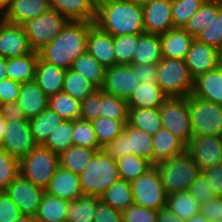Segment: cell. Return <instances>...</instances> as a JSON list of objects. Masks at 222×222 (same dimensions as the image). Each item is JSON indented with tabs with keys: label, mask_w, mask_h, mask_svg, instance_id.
I'll use <instances>...</instances> for the list:
<instances>
[{
	"label": "cell",
	"mask_w": 222,
	"mask_h": 222,
	"mask_svg": "<svg viewBox=\"0 0 222 222\" xmlns=\"http://www.w3.org/2000/svg\"><path fill=\"white\" fill-rule=\"evenodd\" d=\"M94 24L113 37L143 34V6L129 0H97Z\"/></svg>",
	"instance_id": "obj_1"
},
{
	"label": "cell",
	"mask_w": 222,
	"mask_h": 222,
	"mask_svg": "<svg viewBox=\"0 0 222 222\" xmlns=\"http://www.w3.org/2000/svg\"><path fill=\"white\" fill-rule=\"evenodd\" d=\"M94 22L69 21L60 34L38 51L45 62L68 70L73 61L86 52L89 28Z\"/></svg>",
	"instance_id": "obj_2"
},
{
	"label": "cell",
	"mask_w": 222,
	"mask_h": 222,
	"mask_svg": "<svg viewBox=\"0 0 222 222\" xmlns=\"http://www.w3.org/2000/svg\"><path fill=\"white\" fill-rule=\"evenodd\" d=\"M79 178L83 195L100 198L120 179L117 161L99 150L79 174Z\"/></svg>",
	"instance_id": "obj_3"
},
{
	"label": "cell",
	"mask_w": 222,
	"mask_h": 222,
	"mask_svg": "<svg viewBox=\"0 0 222 222\" xmlns=\"http://www.w3.org/2000/svg\"><path fill=\"white\" fill-rule=\"evenodd\" d=\"M155 166L167 195L188 191L201 172L187 150L180 155L165 159Z\"/></svg>",
	"instance_id": "obj_4"
},
{
	"label": "cell",
	"mask_w": 222,
	"mask_h": 222,
	"mask_svg": "<svg viewBox=\"0 0 222 222\" xmlns=\"http://www.w3.org/2000/svg\"><path fill=\"white\" fill-rule=\"evenodd\" d=\"M152 142V136L126 123L122 133L102 150L116 161L127 155L134 154L154 165Z\"/></svg>",
	"instance_id": "obj_5"
},
{
	"label": "cell",
	"mask_w": 222,
	"mask_h": 222,
	"mask_svg": "<svg viewBox=\"0 0 222 222\" xmlns=\"http://www.w3.org/2000/svg\"><path fill=\"white\" fill-rule=\"evenodd\" d=\"M59 166L58 155L37 145L19 160V172L35 186L45 190Z\"/></svg>",
	"instance_id": "obj_6"
},
{
	"label": "cell",
	"mask_w": 222,
	"mask_h": 222,
	"mask_svg": "<svg viewBox=\"0 0 222 222\" xmlns=\"http://www.w3.org/2000/svg\"><path fill=\"white\" fill-rule=\"evenodd\" d=\"M156 83L168 98L188 97L194 87L185 60L170 58H162L157 64Z\"/></svg>",
	"instance_id": "obj_7"
},
{
	"label": "cell",
	"mask_w": 222,
	"mask_h": 222,
	"mask_svg": "<svg viewBox=\"0 0 222 222\" xmlns=\"http://www.w3.org/2000/svg\"><path fill=\"white\" fill-rule=\"evenodd\" d=\"M188 107L193 136L222 137V106L217 103L188 96Z\"/></svg>",
	"instance_id": "obj_8"
},
{
	"label": "cell",
	"mask_w": 222,
	"mask_h": 222,
	"mask_svg": "<svg viewBox=\"0 0 222 222\" xmlns=\"http://www.w3.org/2000/svg\"><path fill=\"white\" fill-rule=\"evenodd\" d=\"M159 110L162 128L167 129L188 146L193 137L188 97L167 98Z\"/></svg>",
	"instance_id": "obj_9"
},
{
	"label": "cell",
	"mask_w": 222,
	"mask_h": 222,
	"mask_svg": "<svg viewBox=\"0 0 222 222\" xmlns=\"http://www.w3.org/2000/svg\"><path fill=\"white\" fill-rule=\"evenodd\" d=\"M68 22L69 20L64 15L50 8L22 26L31 49L38 52L59 35Z\"/></svg>",
	"instance_id": "obj_10"
},
{
	"label": "cell",
	"mask_w": 222,
	"mask_h": 222,
	"mask_svg": "<svg viewBox=\"0 0 222 222\" xmlns=\"http://www.w3.org/2000/svg\"><path fill=\"white\" fill-rule=\"evenodd\" d=\"M130 184L134 204L156 211L166 207L168 195L155 165Z\"/></svg>",
	"instance_id": "obj_11"
},
{
	"label": "cell",
	"mask_w": 222,
	"mask_h": 222,
	"mask_svg": "<svg viewBox=\"0 0 222 222\" xmlns=\"http://www.w3.org/2000/svg\"><path fill=\"white\" fill-rule=\"evenodd\" d=\"M36 146L29 120L6 121V129L0 147L20 160Z\"/></svg>",
	"instance_id": "obj_12"
},
{
	"label": "cell",
	"mask_w": 222,
	"mask_h": 222,
	"mask_svg": "<svg viewBox=\"0 0 222 222\" xmlns=\"http://www.w3.org/2000/svg\"><path fill=\"white\" fill-rule=\"evenodd\" d=\"M138 85V78L130 64H116L105 69L104 81L100 89L128 101Z\"/></svg>",
	"instance_id": "obj_13"
},
{
	"label": "cell",
	"mask_w": 222,
	"mask_h": 222,
	"mask_svg": "<svg viewBox=\"0 0 222 222\" xmlns=\"http://www.w3.org/2000/svg\"><path fill=\"white\" fill-rule=\"evenodd\" d=\"M5 192L16 204L22 215L35 217L45 190L35 186L19 174L8 185Z\"/></svg>",
	"instance_id": "obj_14"
},
{
	"label": "cell",
	"mask_w": 222,
	"mask_h": 222,
	"mask_svg": "<svg viewBox=\"0 0 222 222\" xmlns=\"http://www.w3.org/2000/svg\"><path fill=\"white\" fill-rule=\"evenodd\" d=\"M186 150L201 172L222 163V137L193 136Z\"/></svg>",
	"instance_id": "obj_15"
},
{
	"label": "cell",
	"mask_w": 222,
	"mask_h": 222,
	"mask_svg": "<svg viewBox=\"0 0 222 222\" xmlns=\"http://www.w3.org/2000/svg\"><path fill=\"white\" fill-rule=\"evenodd\" d=\"M32 51L23 26L0 18V56L9 59Z\"/></svg>",
	"instance_id": "obj_16"
},
{
	"label": "cell",
	"mask_w": 222,
	"mask_h": 222,
	"mask_svg": "<svg viewBox=\"0 0 222 222\" xmlns=\"http://www.w3.org/2000/svg\"><path fill=\"white\" fill-rule=\"evenodd\" d=\"M219 50L194 39L185 63L193 79L214 70L219 66Z\"/></svg>",
	"instance_id": "obj_17"
},
{
	"label": "cell",
	"mask_w": 222,
	"mask_h": 222,
	"mask_svg": "<svg viewBox=\"0 0 222 222\" xmlns=\"http://www.w3.org/2000/svg\"><path fill=\"white\" fill-rule=\"evenodd\" d=\"M145 33L161 35L173 28L172 0H153L143 6Z\"/></svg>",
	"instance_id": "obj_18"
},
{
	"label": "cell",
	"mask_w": 222,
	"mask_h": 222,
	"mask_svg": "<svg viewBox=\"0 0 222 222\" xmlns=\"http://www.w3.org/2000/svg\"><path fill=\"white\" fill-rule=\"evenodd\" d=\"M86 51L105 68L116 65L114 37L93 24L88 31Z\"/></svg>",
	"instance_id": "obj_19"
},
{
	"label": "cell",
	"mask_w": 222,
	"mask_h": 222,
	"mask_svg": "<svg viewBox=\"0 0 222 222\" xmlns=\"http://www.w3.org/2000/svg\"><path fill=\"white\" fill-rule=\"evenodd\" d=\"M45 192L54 197L73 201L83 196L79 175L58 166Z\"/></svg>",
	"instance_id": "obj_20"
},
{
	"label": "cell",
	"mask_w": 222,
	"mask_h": 222,
	"mask_svg": "<svg viewBox=\"0 0 222 222\" xmlns=\"http://www.w3.org/2000/svg\"><path fill=\"white\" fill-rule=\"evenodd\" d=\"M49 97L33 79L21 84L20 94L16 104L29 120L48 108Z\"/></svg>",
	"instance_id": "obj_21"
},
{
	"label": "cell",
	"mask_w": 222,
	"mask_h": 222,
	"mask_svg": "<svg viewBox=\"0 0 222 222\" xmlns=\"http://www.w3.org/2000/svg\"><path fill=\"white\" fill-rule=\"evenodd\" d=\"M49 4L69 21H95L97 0H49Z\"/></svg>",
	"instance_id": "obj_22"
},
{
	"label": "cell",
	"mask_w": 222,
	"mask_h": 222,
	"mask_svg": "<svg viewBox=\"0 0 222 222\" xmlns=\"http://www.w3.org/2000/svg\"><path fill=\"white\" fill-rule=\"evenodd\" d=\"M162 58L185 60L194 38L184 28H171L160 35Z\"/></svg>",
	"instance_id": "obj_23"
},
{
	"label": "cell",
	"mask_w": 222,
	"mask_h": 222,
	"mask_svg": "<svg viewBox=\"0 0 222 222\" xmlns=\"http://www.w3.org/2000/svg\"><path fill=\"white\" fill-rule=\"evenodd\" d=\"M49 9V0H12L2 18L9 23L23 25Z\"/></svg>",
	"instance_id": "obj_24"
},
{
	"label": "cell",
	"mask_w": 222,
	"mask_h": 222,
	"mask_svg": "<svg viewBox=\"0 0 222 222\" xmlns=\"http://www.w3.org/2000/svg\"><path fill=\"white\" fill-rule=\"evenodd\" d=\"M192 95L222 106V68L218 66L194 79Z\"/></svg>",
	"instance_id": "obj_25"
},
{
	"label": "cell",
	"mask_w": 222,
	"mask_h": 222,
	"mask_svg": "<svg viewBox=\"0 0 222 222\" xmlns=\"http://www.w3.org/2000/svg\"><path fill=\"white\" fill-rule=\"evenodd\" d=\"M65 72L66 70L38 58L34 80L43 92L50 97L63 90Z\"/></svg>",
	"instance_id": "obj_26"
},
{
	"label": "cell",
	"mask_w": 222,
	"mask_h": 222,
	"mask_svg": "<svg viewBox=\"0 0 222 222\" xmlns=\"http://www.w3.org/2000/svg\"><path fill=\"white\" fill-rule=\"evenodd\" d=\"M167 98L157 83L141 82L127 104L129 108H160Z\"/></svg>",
	"instance_id": "obj_27"
},
{
	"label": "cell",
	"mask_w": 222,
	"mask_h": 222,
	"mask_svg": "<svg viewBox=\"0 0 222 222\" xmlns=\"http://www.w3.org/2000/svg\"><path fill=\"white\" fill-rule=\"evenodd\" d=\"M152 138L154 165L165 159L180 155L187 149V146L182 141L164 128H161Z\"/></svg>",
	"instance_id": "obj_28"
},
{
	"label": "cell",
	"mask_w": 222,
	"mask_h": 222,
	"mask_svg": "<svg viewBox=\"0 0 222 222\" xmlns=\"http://www.w3.org/2000/svg\"><path fill=\"white\" fill-rule=\"evenodd\" d=\"M162 59L160 35L138 34V44L132 57V63L158 64Z\"/></svg>",
	"instance_id": "obj_29"
},
{
	"label": "cell",
	"mask_w": 222,
	"mask_h": 222,
	"mask_svg": "<svg viewBox=\"0 0 222 222\" xmlns=\"http://www.w3.org/2000/svg\"><path fill=\"white\" fill-rule=\"evenodd\" d=\"M38 52L7 59V78L19 83L31 81L35 77L38 62Z\"/></svg>",
	"instance_id": "obj_30"
},
{
	"label": "cell",
	"mask_w": 222,
	"mask_h": 222,
	"mask_svg": "<svg viewBox=\"0 0 222 222\" xmlns=\"http://www.w3.org/2000/svg\"><path fill=\"white\" fill-rule=\"evenodd\" d=\"M128 124L153 136L162 128L159 108H129Z\"/></svg>",
	"instance_id": "obj_31"
},
{
	"label": "cell",
	"mask_w": 222,
	"mask_h": 222,
	"mask_svg": "<svg viewBox=\"0 0 222 222\" xmlns=\"http://www.w3.org/2000/svg\"><path fill=\"white\" fill-rule=\"evenodd\" d=\"M69 201L44 193L35 215L36 222L67 221Z\"/></svg>",
	"instance_id": "obj_32"
},
{
	"label": "cell",
	"mask_w": 222,
	"mask_h": 222,
	"mask_svg": "<svg viewBox=\"0 0 222 222\" xmlns=\"http://www.w3.org/2000/svg\"><path fill=\"white\" fill-rule=\"evenodd\" d=\"M99 150L71 145L58 155L59 166L79 175Z\"/></svg>",
	"instance_id": "obj_33"
},
{
	"label": "cell",
	"mask_w": 222,
	"mask_h": 222,
	"mask_svg": "<svg viewBox=\"0 0 222 222\" xmlns=\"http://www.w3.org/2000/svg\"><path fill=\"white\" fill-rule=\"evenodd\" d=\"M62 121L64 119L50 108L43 110L39 115L29 119L31 133L37 145H43L49 135Z\"/></svg>",
	"instance_id": "obj_34"
},
{
	"label": "cell",
	"mask_w": 222,
	"mask_h": 222,
	"mask_svg": "<svg viewBox=\"0 0 222 222\" xmlns=\"http://www.w3.org/2000/svg\"><path fill=\"white\" fill-rule=\"evenodd\" d=\"M101 199L96 196L83 195L69 201L67 222H94L97 205Z\"/></svg>",
	"instance_id": "obj_35"
},
{
	"label": "cell",
	"mask_w": 222,
	"mask_h": 222,
	"mask_svg": "<svg viewBox=\"0 0 222 222\" xmlns=\"http://www.w3.org/2000/svg\"><path fill=\"white\" fill-rule=\"evenodd\" d=\"M101 201L113 209L124 211L134 204L131 184L124 179L117 180L100 197Z\"/></svg>",
	"instance_id": "obj_36"
},
{
	"label": "cell",
	"mask_w": 222,
	"mask_h": 222,
	"mask_svg": "<svg viewBox=\"0 0 222 222\" xmlns=\"http://www.w3.org/2000/svg\"><path fill=\"white\" fill-rule=\"evenodd\" d=\"M71 69L83 75L97 89L102 87L106 68L87 51L73 61Z\"/></svg>",
	"instance_id": "obj_37"
},
{
	"label": "cell",
	"mask_w": 222,
	"mask_h": 222,
	"mask_svg": "<svg viewBox=\"0 0 222 222\" xmlns=\"http://www.w3.org/2000/svg\"><path fill=\"white\" fill-rule=\"evenodd\" d=\"M166 207L185 222L199 213L200 203L189 191L168 195Z\"/></svg>",
	"instance_id": "obj_38"
},
{
	"label": "cell",
	"mask_w": 222,
	"mask_h": 222,
	"mask_svg": "<svg viewBox=\"0 0 222 222\" xmlns=\"http://www.w3.org/2000/svg\"><path fill=\"white\" fill-rule=\"evenodd\" d=\"M220 3L216 0H205L201 8L188 20L184 29L194 38L209 26L213 16H217Z\"/></svg>",
	"instance_id": "obj_39"
},
{
	"label": "cell",
	"mask_w": 222,
	"mask_h": 222,
	"mask_svg": "<svg viewBox=\"0 0 222 222\" xmlns=\"http://www.w3.org/2000/svg\"><path fill=\"white\" fill-rule=\"evenodd\" d=\"M48 108L55 111L64 120L80 119L81 102L63 91L49 97Z\"/></svg>",
	"instance_id": "obj_40"
},
{
	"label": "cell",
	"mask_w": 222,
	"mask_h": 222,
	"mask_svg": "<svg viewBox=\"0 0 222 222\" xmlns=\"http://www.w3.org/2000/svg\"><path fill=\"white\" fill-rule=\"evenodd\" d=\"M97 88L86 78L73 71L71 68L66 70L63 81V92L82 102L90 96Z\"/></svg>",
	"instance_id": "obj_41"
},
{
	"label": "cell",
	"mask_w": 222,
	"mask_h": 222,
	"mask_svg": "<svg viewBox=\"0 0 222 222\" xmlns=\"http://www.w3.org/2000/svg\"><path fill=\"white\" fill-rule=\"evenodd\" d=\"M73 128L74 121H62L43 145L59 155L73 145Z\"/></svg>",
	"instance_id": "obj_42"
},
{
	"label": "cell",
	"mask_w": 222,
	"mask_h": 222,
	"mask_svg": "<svg viewBox=\"0 0 222 222\" xmlns=\"http://www.w3.org/2000/svg\"><path fill=\"white\" fill-rule=\"evenodd\" d=\"M129 107L127 101L101 90L100 116L128 123Z\"/></svg>",
	"instance_id": "obj_43"
},
{
	"label": "cell",
	"mask_w": 222,
	"mask_h": 222,
	"mask_svg": "<svg viewBox=\"0 0 222 222\" xmlns=\"http://www.w3.org/2000/svg\"><path fill=\"white\" fill-rule=\"evenodd\" d=\"M91 122L95 130L98 144L102 148L118 137L125 127V124L120 120L101 116Z\"/></svg>",
	"instance_id": "obj_44"
},
{
	"label": "cell",
	"mask_w": 222,
	"mask_h": 222,
	"mask_svg": "<svg viewBox=\"0 0 222 222\" xmlns=\"http://www.w3.org/2000/svg\"><path fill=\"white\" fill-rule=\"evenodd\" d=\"M120 179L125 181H134L143 175L153 165L137 155H127L117 160Z\"/></svg>",
	"instance_id": "obj_45"
},
{
	"label": "cell",
	"mask_w": 222,
	"mask_h": 222,
	"mask_svg": "<svg viewBox=\"0 0 222 222\" xmlns=\"http://www.w3.org/2000/svg\"><path fill=\"white\" fill-rule=\"evenodd\" d=\"M204 2L205 0H172L173 27L184 28Z\"/></svg>",
	"instance_id": "obj_46"
},
{
	"label": "cell",
	"mask_w": 222,
	"mask_h": 222,
	"mask_svg": "<svg viewBox=\"0 0 222 222\" xmlns=\"http://www.w3.org/2000/svg\"><path fill=\"white\" fill-rule=\"evenodd\" d=\"M73 145L90 149H103L99 144L91 121H74Z\"/></svg>",
	"instance_id": "obj_47"
},
{
	"label": "cell",
	"mask_w": 222,
	"mask_h": 222,
	"mask_svg": "<svg viewBox=\"0 0 222 222\" xmlns=\"http://www.w3.org/2000/svg\"><path fill=\"white\" fill-rule=\"evenodd\" d=\"M138 44V34L114 37L116 64H132V57Z\"/></svg>",
	"instance_id": "obj_48"
},
{
	"label": "cell",
	"mask_w": 222,
	"mask_h": 222,
	"mask_svg": "<svg viewBox=\"0 0 222 222\" xmlns=\"http://www.w3.org/2000/svg\"><path fill=\"white\" fill-rule=\"evenodd\" d=\"M19 174V159L0 147V192L5 191Z\"/></svg>",
	"instance_id": "obj_49"
},
{
	"label": "cell",
	"mask_w": 222,
	"mask_h": 222,
	"mask_svg": "<svg viewBox=\"0 0 222 222\" xmlns=\"http://www.w3.org/2000/svg\"><path fill=\"white\" fill-rule=\"evenodd\" d=\"M199 42L222 49V4L218 9L217 16L212 17L209 26L206 27L196 38Z\"/></svg>",
	"instance_id": "obj_50"
},
{
	"label": "cell",
	"mask_w": 222,
	"mask_h": 222,
	"mask_svg": "<svg viewBox=\"0 0 222 222\" xmlns=\"http://www.w3.org/2000/svg\"><path fill=\"white\" fill-rule=\"evenodd\" d=\"M188 191L193 195L195 200L201 204L216 197L214 191L209 185V180L200 172L193 183L190 185Z\"/></svg>",
	"instance_id": "obj_51"
},
{
	"label": "cell",
	"mask_w": 222,
	"mask_h": 222,
	"mask_svg": "<svg viewBox=\"0 0 222 222\" xmlns=\"http://www.w3.org/2000/svg\"><path fill=\"white\" fill-rule=\"evenodd\" d=\"M101 89L95 90L81 102L80 119L93 121L100 117Z\"/></svg>",
	"instance_id": "obj_52"
},
{
	"label": "cell",
	"mask_w": 222,
	"mask_h": 222,
	"mask_svg": "<svg viewBox=\"0 0 222 222\" xmlns=\"http://www.w3.org/2000/svg\"><path fill=\"white\" fill-rule=\"evenodd\" d=\"M123 222H157V211L137 204L122 211Z\"/></svg>",
	"instance_id": "obj_53"
},
{
	"label": "cell",
	"mask_w": 222,
	"mask_h": 222,
	"mask_svg": "<svg viewBox=\"0 0 222 222\" xmlns=\"http://www.w3.org/2000/svg\"><path fill=\"white\" fill-rule=\"evenodd\" d=\"M20 215V210L8 194L0 192V222H13Z\"/></svg>",
	"instance_id": "obj_54"
},
{
	"label": "cell",
	"mask_w": 222,
	"mask_h": 222,
	"mask_svg": "<svg viewBox=\"0 0 222 222\" xmlns=\"http://www.w3.org/2000/svg\"><path fill=\"white\" fill-rule=\"evenodd\" d=\"M21 83L6 78L0 81V104L16 102L20 94Z\"/></svg>",
	"instance_id": "obj_55"
},
{
	"label": "cell",
	"mask_w": 222,
	"mask_h": 222,
	"mask_svg": "<svg viewBox=\"0 0 222 222\" xmlns=\"http://www.w3.org/2000/svg\"><path fill=\"white\" fill-rule=\"evenodd\" d=\"M199 212L210 222H219L222 220V198L215 197L201 204Z\"/></svg>",
	"instance_id": "obj_56"
},
{
	"label": "cell",
	"mask_w": 222,
	"mask_h": 222,
	"mask_svg": "<svg viewBox=\"0 0 222 222\" xmlns=\"http://www.w3.org/2000/svg\"><path fill=\"white\" fill-rule=\"evenodd\" d=\"M94 222H123L122 212L101 201L97 205Z\"/></svg>",
	"instance_id": "obj_57"
},
{
	"label": "cell",
	"mask_w": 222,
	"mask_h": 222,
	"mask_svg": "<svg viewBox=\"0 0 222 222\" xmlns=\"http://www.w3.org/2000/svg\"><path fill=\"white\" fill-rule=\"evenodd\" d=\"M133 72L138 78L139 83H156L157 78V64H130Z\"/></svg>",
	"instance_id": "obj_58"
},
{
	"label": "cell",
	"mask_w": 222,
	"mask_h": 222,
	"mask_svg": "<svg viewBox=\"0 0 222 222\" xmlns=\"http://www.w3.org/2000/svg\"><path fill=\"white\" fill-rule=\"evenodd\" d=\"M216 197L222 198V163L202 171Z\"/></svg>",
	"instance_id": "obj_59"
},
{
	"label": "cell",
	"mask_w": 222,
	"mask_h": 222,
	"mask_svg": "<svg viewBox=\"0 0 222 222\" xmlns=\"http://www.w3.org/2000/svg\"><path fill=\"white\" fill-rule=\"evenodd\" d=\"M0 114L5 121L28 120L16 102L0 104Z\"/></svg>",
	"instance_id": "obj_60"
},
{
	"label": "cell",
	"mask_w": 222,
	"mask_h": 222,
	"mask_svg": "<svg viewBox=\"0 0 222 222\" xmlns=\"http://www.w3.org/2000/svg\"><path fill=\"white\" fill-rule=\"evenodd\" d=\"M157 222H185L176 214L171 212L168 207L160 208L157 211Z\"/></svg>",
	"instance_id": "obj_61"
},
{
	"label": "cell",
	"mask_w": 222,
	"mask_h": 222,
	"mask_svg": "<svg viewBox=\"0 0 222 222\" xmlns=\"http://www.w3.org/2000/svg\"><path fill=\"white\" fill-rule=\"evenodd\" d=\"M7 59L0 56V81L7 78Z\"/></svg>",
	"instance_id": "obj_62"
},
{
	"label": "cell",
	"mask_w": 222,
	"mask_h": 222,
	"mask_svg": "<svg viewBox=\"0 0 222 222\" xmlns=\"http://www.w3.org/2000/svg\"><path fill=\"white\" fill-rule=\"evenodd\" d=\"M12 0H0V18L8 11Z\"/></svg>",
	"instance_id": "obj_63"
},
{
	"label": "cell",
	"mask_w": 222,
	"mask_h": 222,
	"mask_svg": "<svg viewBox=\"0 0 222 222\" xmlns=\"http://www.w3.org/2000/svg\"><path fill=\"white\" fill-rule=\"evenodd\" d=\"M186 222H210V221L199 212L198 214L188 219Z\"/></svg>",
	"instance_id": "obj_64"
},
{
	"label": "cell",
	"mask_w": 222,
	"mask_h": 222,
	"mask_svg": "<svg viewBox=\"0 0 222 222\" xmlns=\"http://www.w3.org/2000/svg\"><path fill=\"white\" fill-rule=\"evenodd\" d=\"M13 222H36L35 218L29 215H20Z\"/></svg>",
	"instance_id": "obj_65"
},
{
	"label": "cell",
	"mask_w": 222,
	"mask_h": 222,
	"mask_svg": "<svg viewBox=\"0 0 222 222\" xmlns=\"http://www.w3.org/2000/svg\"><path fill=\"white\" fill-rule=\"evenodd\" d=\"M5 129H6V121H5V118L0 114V144H1L4 132H5Z\"/></svg>",
	"instance_id": "obj_66"
},
{
	"label": "cell",
	"mask_w": 222,
	"mask_h": 222,
	"mask_svg": "<svg viewBox=\"0 0 222 222\" xmlns=\"http://www.w3.org/2000/svg\"><path fill=\"white\" fill-rule=\"evenodd\" d=\"M129 1H131V2H133L135 4H138V5L144 6L145 4H147V3H149V2H151L153 0H129Z\"/></svg>",
	"instance_id": "obj_67"
},
{
	"label": "cell",
	"mask_w": 222,
	"mask_h": 222,
	"mask_svg": "<svg viewBox=\"0 0 222 222\" xmlns=\"http://www.w3.org/2000/svg\"><path fill=\"white\" fill-rule=\"evenodd\" d=\"M218 62H219V67L222 68V49L219 51V59H218Z\"/></svg>",
	"instance_id": "obj_68"
},
{
	"label": "cell",
	"mask_w": 222,
	"mask_h": 222,
	"mask_svg": "<svg viewBox=\"0 0 222 222\" xmlns=\"http://www.w3.org/2000/svg\"><path fill=\"white\" fill-rule=\"evenodd\" d=\"M217 2H219L220 4H222V0H216Z\"/></svg>",
	"instance_id": "obj_69"
}]
</instances>
